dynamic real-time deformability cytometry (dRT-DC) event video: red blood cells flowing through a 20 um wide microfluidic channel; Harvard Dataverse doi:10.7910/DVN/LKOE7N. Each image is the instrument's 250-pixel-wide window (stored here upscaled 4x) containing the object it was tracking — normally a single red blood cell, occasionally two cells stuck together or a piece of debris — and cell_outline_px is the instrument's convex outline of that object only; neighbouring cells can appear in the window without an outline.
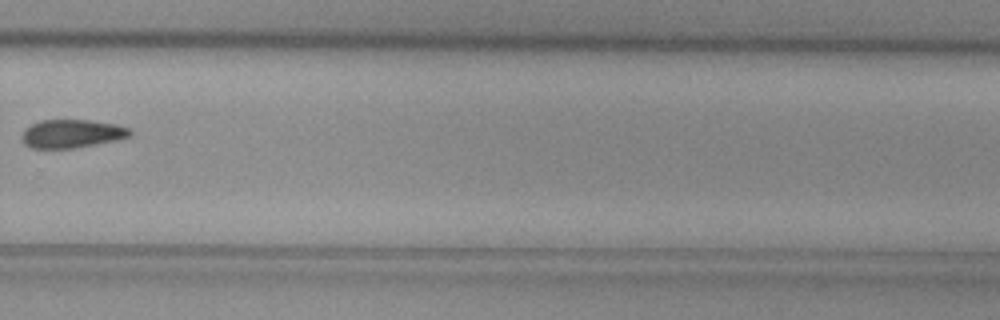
{"species": "common noctule bat (a hibernating species)", "species_latin": "Nyctalus noctula", "temperature_condition": "cold", "stored_images_in_passage": 12, "camera_frame_rate_fps": 3000, "um_per_image_px": 0.085, "animal": {"sex": "female", "body_mass_g": 29.2, "forearm_length_mm": 56.3}, "frame": {"image": 1, "passage_image": 12, "time_ms": 17.333, "image_size_px": [1000, 320], "cell_outline_px": [[132, 132], [128, 136], [112, 140], [76, 148], [32, 148], [24, 144], [24, 128], [40, 120], [88, 120], [116, 124], [128, 128]], "centroid_in_image_um": [6.07, 11.35], "position_along_channel_um": 323.7, "area_um2": 17.46}}